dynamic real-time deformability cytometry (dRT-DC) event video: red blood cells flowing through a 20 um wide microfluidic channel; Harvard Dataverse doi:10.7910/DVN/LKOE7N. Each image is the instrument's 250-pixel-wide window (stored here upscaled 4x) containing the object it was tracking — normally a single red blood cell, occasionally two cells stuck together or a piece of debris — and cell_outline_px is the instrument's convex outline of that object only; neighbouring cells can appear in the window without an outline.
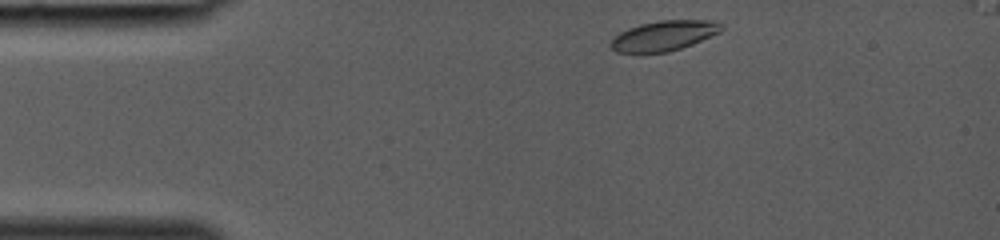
{"species": "common noctule bat (a hibernating species)", "species_latin": "Nyctalus noctula", "temperature_condition": "room temperature", "stored_images_in_passage": 31, "camera_frame_rate_fps": 3000, "um_per_image_px": 0.085, "animal": {"sex": "female", "body_mass_g": 19.0, "forearm_length_mm": 53.3}, "frame": {"image": 1, "passage_image": 1, "time_ms": 0.0, "image_size_px": [1000, 240], "cell_outline_px": [[724, 28], [720, 32], [692, 44], [668, 52], [640, 56], [616, 52], [608, 44], [620, 32], [628, 28], [640, 24], [660, 20], [716, 20], [724, 24]], "centroid_in_image_um": [56.4, 3.07], "position_along_channel_um": 28.6, "area_um2": 20.11}}
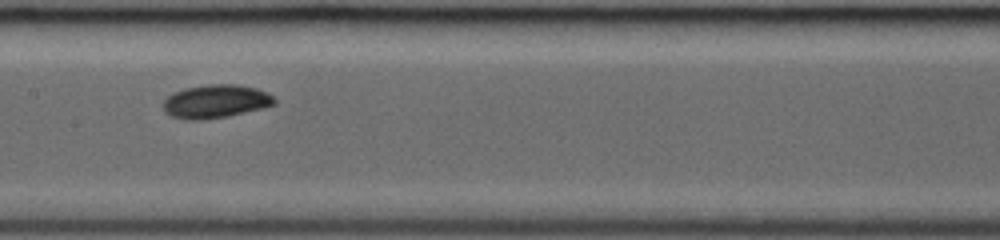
{"frame": {"image": 2, "passage_image": 14, "time_ms": 4.333, "image_size_px": [1000, 240], "cell_outline_px": [[276, 104], [228, 116], [204, 120], [184, 120], [172, 116], [164, 112], [164, 100], [168, 96], [184, 88], [212, 84], [236, 84], [256, 88], [268, 92], [276, 100]], "centroid_in_image_um": [18.33, 8.62], "position_along_channel_um": 189.1, "area_um2": 21.56}}
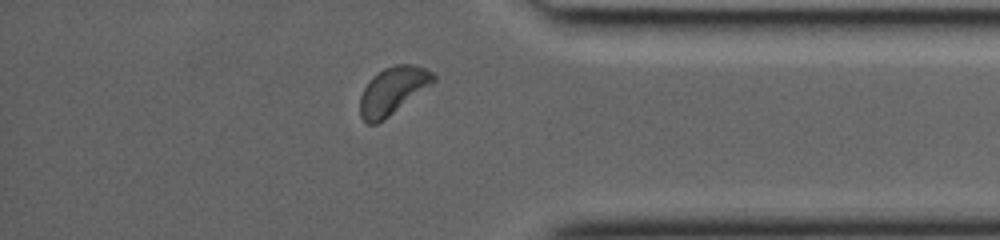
{"frame": {"image": 3, "passage_image": 27, "time_ms": 8.667, "image_size_px": [1000, 240], "cell_outline_px": [[436, 80], [432, 84], [384, 120], [376, 124], [368, 124], [360, 116], [360, 96], [364, 88], [372, 76], [384, 68], [396, 64], [412, 64], [424, 68], [432, 72], [436, 76]], "centroid_in_image_um": [33.38, 7.7], "position_along_channel_um": 401.8, "area_um2": 20.23}}